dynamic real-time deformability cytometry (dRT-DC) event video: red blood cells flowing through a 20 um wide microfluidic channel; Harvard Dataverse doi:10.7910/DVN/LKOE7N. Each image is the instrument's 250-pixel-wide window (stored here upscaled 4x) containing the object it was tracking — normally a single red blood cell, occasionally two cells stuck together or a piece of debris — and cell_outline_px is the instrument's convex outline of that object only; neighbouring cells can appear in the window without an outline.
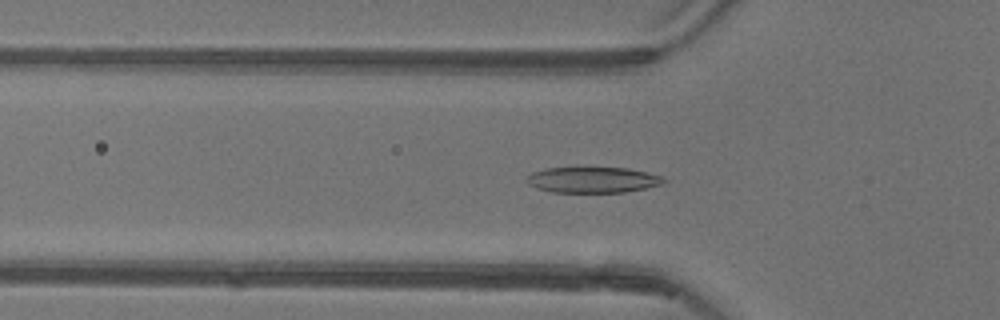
{"species": "common noctule bat (a hibernating species)", "species_latin": "Nyctalus noctula", "temperature_condition": "warm", "stored_images_in_passage": 41, "camera_frame_rate_fps": 3000, "um_per_image_px": 0.085, "animal": {"sex": "female"}, "frame": {"image": 1, "passage_image": 6, "time_ms": 1.667, "image_size_px": [1000, 320], "cell_outline_px": [[668, 180], [664, 184], [624, 192], [552, 192], [536, 188], [528, 184], [524, 180], [532, 172], [548, 168], [576, 164], [628, 168], [648, 172], [660, 176]], "centroid_in_image_um": [50.35, 15.23], "position_along_channel_um": 75.5, "area_um2": 21.73}}
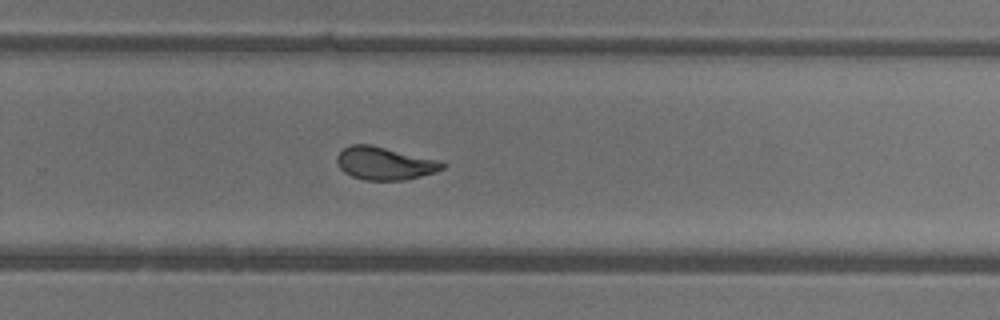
{"frame": {"image": 2, "passage_image": 23, "time_ms": 7.333, "image_size_px": [1000, 320], "cell_outline_px": [[448, 164], [444, 168], [436, 172], [404, 180], [364, 180], [352, 176], [344, 172], [340, 168], [336, 160], [336, 156], [344, 148], [352, 144], [372, 144], [440, 160]], "centroid_in_image_um": [32.72, 13.87], "position_along_channel_um": 297.1, "area_um2": 20.4}}
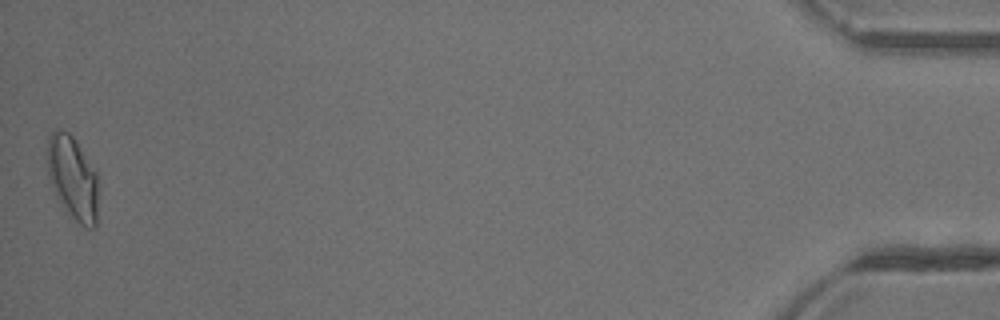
{"frame": {"image": 3, "passage_image": 41, "time_ms": 13.333, "image_size_px": [1000, 320], "cell_outline_px": [[96, 228], [84, 228], [68, 216], [56, 192], [48, 172], [44, 152], [48, 136], [56, 128], [60, 128], [68, 132], [72, 136], [96, 172]], "centroid_in_image_um": [6.13, 15.09], "position_along_channel_um": 429.1, "area_um2": 24.74}, "authors_computed_cell_mechanics": {"area_um2": 20.6924, "velocity_mm_per_s": 3.9035, "shape_relaxation_time_tau1_ms": 6.1626, "shape_relaxation_time_tau2_ms": 1.3017, "deformation_change_tau1": 0.1959, "deformation_change_tau2": 0.0725}}